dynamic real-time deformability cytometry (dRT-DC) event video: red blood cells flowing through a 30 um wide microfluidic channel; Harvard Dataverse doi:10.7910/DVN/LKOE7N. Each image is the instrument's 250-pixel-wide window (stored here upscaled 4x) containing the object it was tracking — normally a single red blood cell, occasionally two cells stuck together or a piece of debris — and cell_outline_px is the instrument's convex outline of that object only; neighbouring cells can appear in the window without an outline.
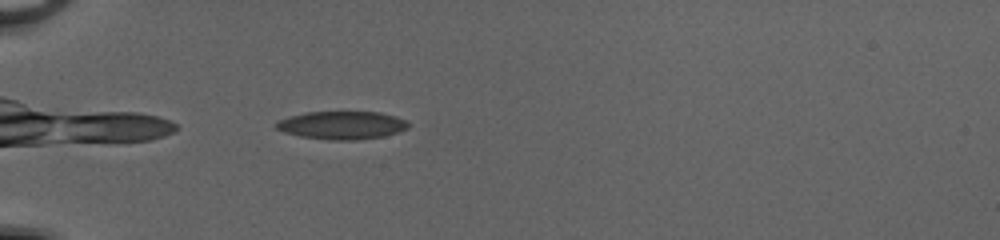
{"species": "common noctule bat (a hibernating species)", "species_latin": "Nyctalus noctula", "temperature_condition": "cold", "stored_images_in_passage": 37, "camera_frame_rate_fps": 3000, "um_per_image_px": 0.085, "animal": {"sex": "female", "body_mass_g": 20.0, "forearm_length_mm": 54.0}, "frame": {"image": 1, "passage_image": 2, "time_ms": 0.333, "image_size_px": [1000, 240], "cell_outline_px": [[408, 128], [400, 132], [384, 136], [356, 140], [328, 140], [300, 136], [284, 132], [276, 128], [276, 120], [288, 116], [308, 112], [380, 112], [396, 116], [404, 120], [408, 124]], "centroid_in_image_um": [29.05, 10.64], "position_along_channel_um": 55.9, "area_um2": 21.68}}
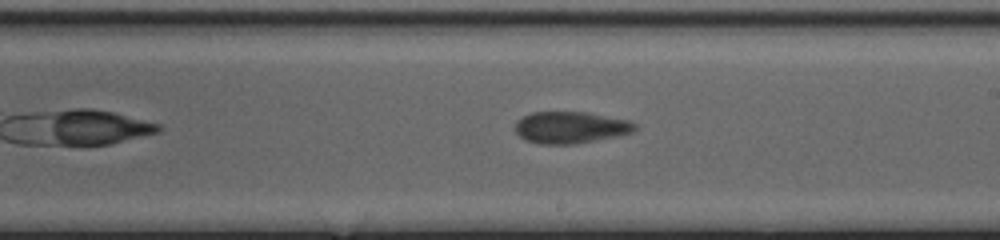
{"frame": {"image": 2, "passage_image": 17, "time_ms": 5.333, "image_size_px": [1000, 240], "cell_outline_px": [[640, 128], [632, 132], [620, 136], [576, 144], [540, 144], [524, 140], [516, 132], [516, 120], [532, 112], [588, 112], [628, 120], [636, 124]], "centroid_in_image_um": [48.53, 10.84], "position_along_channel_um": 240.5, "area_um2": 22.43}}
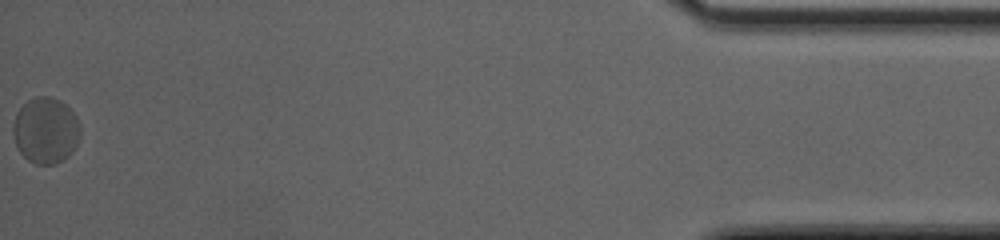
{"frame": {"image": 3, "passage_image": 37, "time_ms": 12.0, "image_size_px": [1000, 240], "cell_outline_px": [[80, 136], [72, 152], [68, 156], [56, 164], [36, 164], [28, 160], [20, 152], [16, 144], [12, 132], [12, 128], [16, 112], [28, 100], [36, 96], [52, 96], [60, 100], [76, 116], [80, 124]], "centroid_in_image_um": [3.88, 11.08], "position_along_channel_um": 431.3, "area_um2": 25.95}, "authors_computed_cell_mechanics": {"area_um2": 22.4842, "velocity_mm_per_s": 4.0728, "shape_relaxation_time_tau1_ms": 2.7294, "shape_relaxation_time_tau2_ms": 1.1114, "deformation_change_tau1": 0.0783, "deformation_change_tau2": 0.0519}}